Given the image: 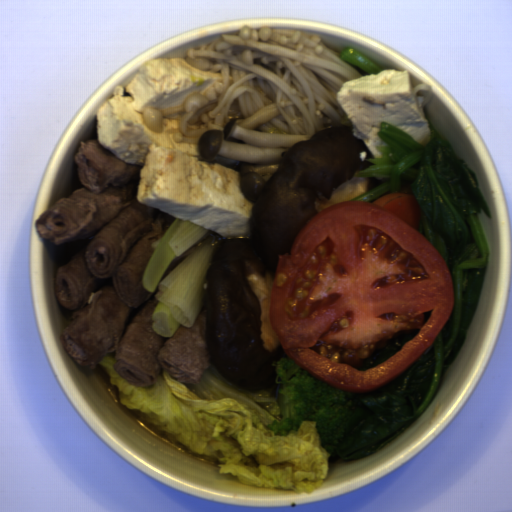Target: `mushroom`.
I'll return each instance as SVG.
<instances>
[{"label": "mushroom", "instance_id": "983e1aa8", "mask_svg": "<svg viewBox=\"0 0 512 512\" xmlns=\"http://www.w3.org/2000/svg\"><path fill=\"white\" fill-rule=\"evenodd\" d=\"M375 156L353 127L334 125L280 153L253 202L249 237H224L205 274L204 340L218 373L248 392L275 387L273 361L288 358L270 320L279 255L321 210L379 185L356 173Z\"/></svg>", "mask_w": 512, "mask_h": 512}]
</instances>
